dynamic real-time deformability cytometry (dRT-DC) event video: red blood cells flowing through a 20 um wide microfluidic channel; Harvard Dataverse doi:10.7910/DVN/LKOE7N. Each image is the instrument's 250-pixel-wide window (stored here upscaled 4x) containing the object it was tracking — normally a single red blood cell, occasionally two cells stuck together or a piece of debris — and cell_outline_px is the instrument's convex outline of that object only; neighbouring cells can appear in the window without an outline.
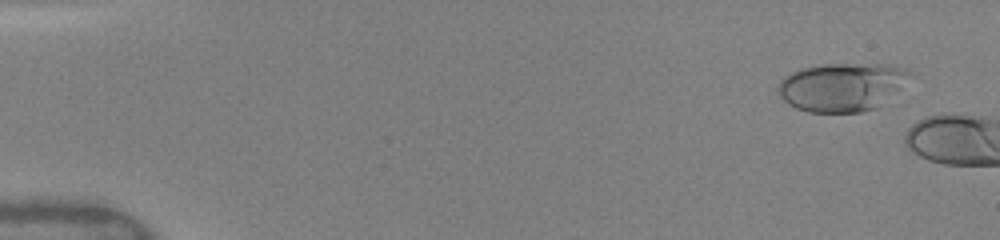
{"species": "human", "species_latin": "Homo sapiens", "temperature_condition": "warm", "stored_images_in_passage": 3, "camera_frame_rate_fps": 3000, "um_per_image_px": 0.085, "donor": {"sex": "female"}, "frame": {"image": 1, "passage_image": 2, "time_ms": 1.0, "image_size_px": [1000, 240], "cell_outline_px": [[920, 76], [876, 108], [860, 112], [808, 112], [796, 108], [788, 104], [776, 92], [776, 88], [780, 80], [784, 76], [800, 68], [820, 64], [888, 64], [908, 68], [916, 72]], "centroid_in_image_um": [71.69, 7.36], "position_along_channel_um": 13.3, "area_um2": 38.49}}